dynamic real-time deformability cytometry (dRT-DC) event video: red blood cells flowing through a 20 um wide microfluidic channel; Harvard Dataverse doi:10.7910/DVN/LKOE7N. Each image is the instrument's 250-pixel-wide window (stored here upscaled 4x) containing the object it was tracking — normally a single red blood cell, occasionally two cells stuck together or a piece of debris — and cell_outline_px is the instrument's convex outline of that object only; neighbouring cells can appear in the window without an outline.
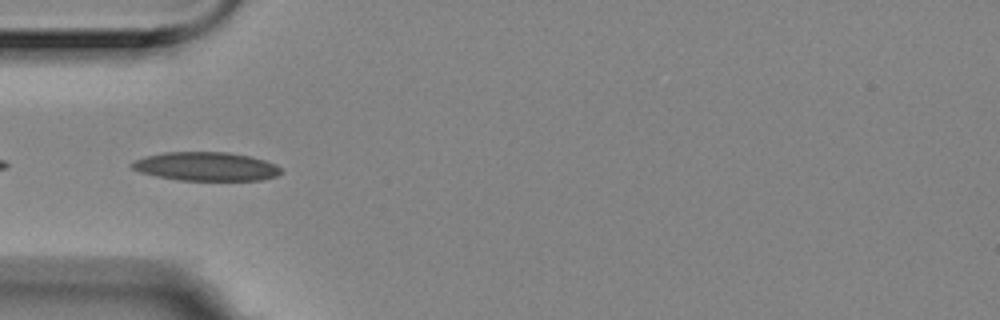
{"species": "Egyptian fruit bat (a non-hibernating species)", "species_latin": "Rousettus aegyptiacus", "temperature_condition": "room temperature", "stored_images_in_passage": 6, "camera_frame_rate_fps": 3000, "um_per_image_px": 0.085, "animal": {"sex": "female"}, "frame": {"image": 1, "passage_image": 3, "time_ms": 0.667, "image_size_px": [1000, 320], "cell_outline_px": [[280, 172], [276, 176], [260, 180], [180, 180], [156, 176], [140, 172], [132, 168], [128, 164], [144, 156], [164, 152], [228, 152], [248, 156], [264, 160], [276, 164], [280, 168]], "centroid_in_image_um": [17.47, 14.14], "position_along_channel_um": 67.5, "area_um2": 24.85}}
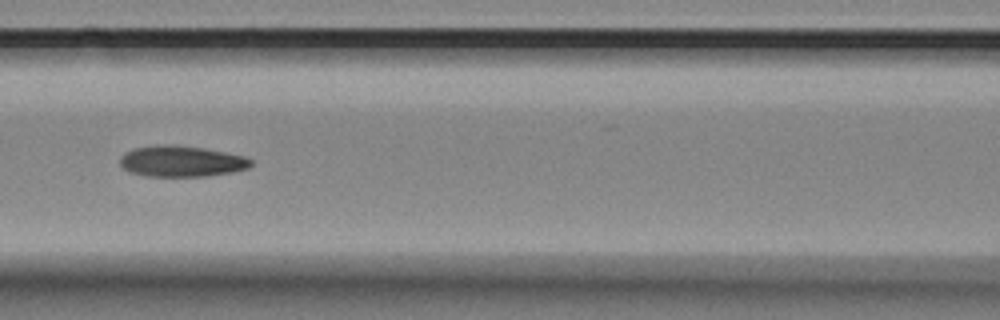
{"frame": {"image": 2, "passage_image": 5, "time_ms": 1.333, "image_size_px": [1000, 320], "cell_outline_px": [[252, 164], [248, 168], [232, 172], [204, 176], [148, 176], [132, 172], [124, 168], [120, 164], [120, 156], [124, 152], [132, 148], [152, 144], [176, 144], [204, 148], [244, 156], [252, 160]], "centroid_in_image_um": [15.39, 13.68], "position_along_channel_um": 151.2, "area_um2": 23.81}}
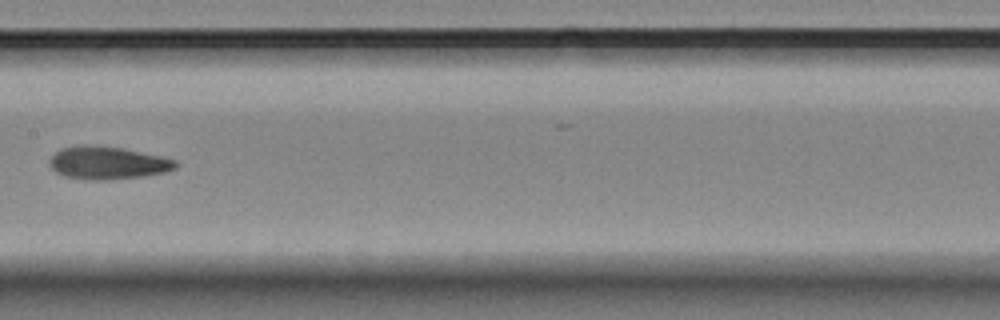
{"frame": {"image": 3, "passage_image": 6, "time_ms": 1.667, "image_size_px": [1000, 320], "cell_outline_px": [[176, 168], [164, 172], [140, 176], [108, 180], [92, 180], [64, 176], [56, 172], [48, 164], [48, 160], [56, 152], [64, 148], [80, 144], [84, 144], [120, 148], [160, 156], [176, 160]], "centroid_in_image_um": [9.1, 13.84], "position_along_channel_um": 198.3, "area_um2": 23.76}}